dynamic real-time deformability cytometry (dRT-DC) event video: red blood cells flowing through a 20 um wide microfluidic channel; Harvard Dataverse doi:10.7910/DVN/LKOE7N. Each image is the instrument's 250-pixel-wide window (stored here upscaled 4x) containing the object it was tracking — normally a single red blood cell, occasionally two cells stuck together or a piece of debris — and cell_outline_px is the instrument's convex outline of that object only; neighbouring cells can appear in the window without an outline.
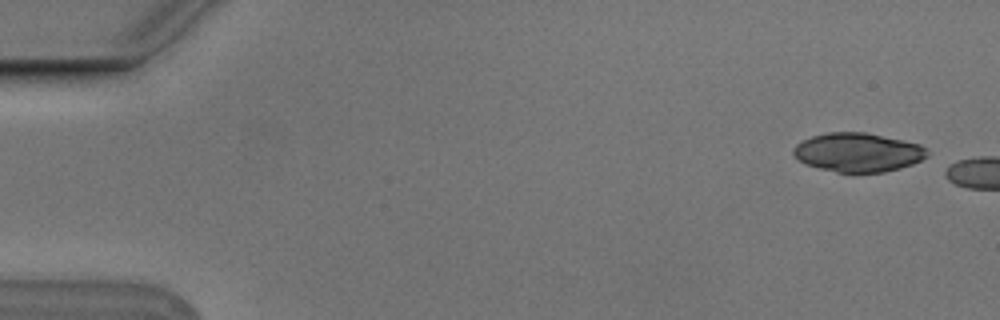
{"species": "Egyptian fruit bat (a non-hibernating species)", "species_latin": "Rousettus aegyptiacus", "temperature_condition": "cold", "stored_images_in_passage": 5, "camera_frame_rate_fps": 3000, "um_per_image_px": 0.085, "animal": {"sex": "male"}, "frame": {"image": 1, "passage_image": 1, "time_ms": 0.0, "image_size_px": [1000, 320], "cell_outline_px": [[928, 156], [912, 164], [900, 168], [884, 172], [836, 172], [804, 164], [792, 156], [792, 148], [796, 144], [812, 136], [824, 132], [864, 132], [904, 140], [920, 144], [928, 148]], "centroid_in_image_um": [72.9, 12.94], "position_along_channel_um": 12.1, "area_um2": 30.58}}